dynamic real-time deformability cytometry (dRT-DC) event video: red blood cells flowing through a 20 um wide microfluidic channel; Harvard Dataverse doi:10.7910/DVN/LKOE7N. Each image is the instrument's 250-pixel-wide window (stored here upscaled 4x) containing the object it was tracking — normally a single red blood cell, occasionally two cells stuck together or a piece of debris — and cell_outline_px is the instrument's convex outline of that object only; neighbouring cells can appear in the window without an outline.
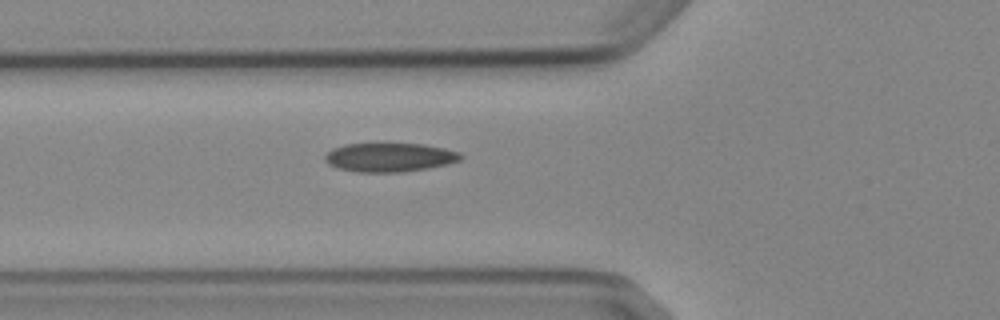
{"species": "Egyptian fruit bat (a non-hibernating species)", "species_latin": "Rousettus aegyptiacus", "temperature_condition": "cold", "stored_images_in_passage": 6, "camera_frame_rate_fps": 3000, "um_per_image_px": 0.085, "animal": {"sex": "female"}, "frame": {"image": 1, "passage_image": 6, "time_ms": 6.667, "image_size_px": [1000, 320], "cell_outline_px": [[464, 156], [460, 160], [448, 164], [428, 168], [404, 172], [360, 172], [336, 168], [328, 164], [324, 160], [324, 156], [332, 148], [344, 144], [424, 144], [444, 148], [460, 152]], "centroid_in_image_um": [33.11, 13.38], "position_along_channel_um": 92.7, "area_um2": 22.95}}